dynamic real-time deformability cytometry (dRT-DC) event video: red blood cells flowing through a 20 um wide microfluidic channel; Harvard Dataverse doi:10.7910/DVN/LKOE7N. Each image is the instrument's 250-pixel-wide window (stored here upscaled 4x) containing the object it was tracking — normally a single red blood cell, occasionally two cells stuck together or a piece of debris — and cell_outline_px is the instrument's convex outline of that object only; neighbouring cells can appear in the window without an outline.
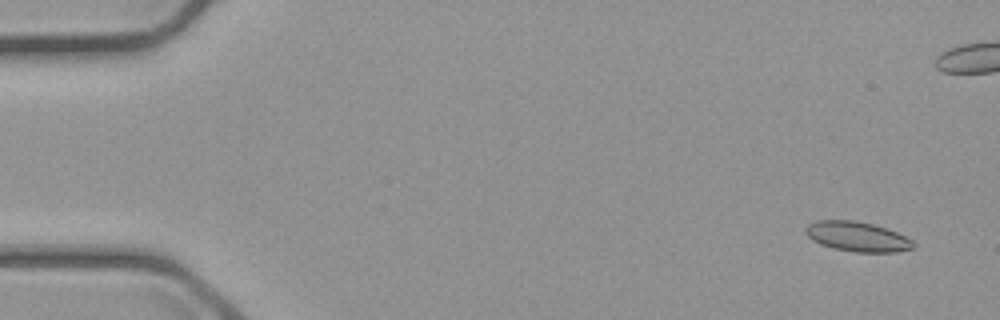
{"species": "common noctule bat (a hibernating species)", "species_latin": "Nyctalus noctula", "temperature_condition": "cold", "stored_images_in_passage": 6, "camera_frame_rate_fps": 3000, "um_per_image_px": 0.085, "animal": {"sex": "male", "body_mass_g": 23.1, "forearm_length_mm": 52.7}, "frame": {"image": 1, "passage_image": 1, "time_ms": 0.0, "image_size_px": [1000, 320], "cell_outline_px": [[916, 244], [912, 248], [896, 252], [856, 252], [832, 248], [820, 244], [812, 240], [804, 232], [804, 228], [808, 224], [816, 220], [852, 220], [872, 224], [896, 232], [912, 240]], "centroid_in_image_um": [72.82, 20.11], "position_along_channel_um": 12.2, "area_um2": 18.67}}
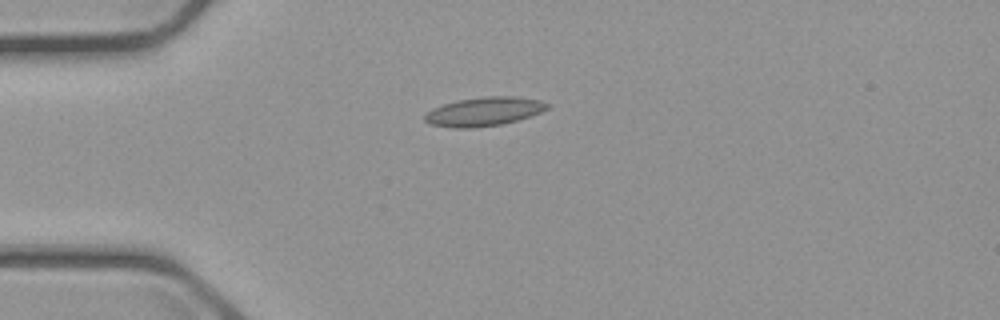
{"frame": {"image": 2, "passage_image": 6, "time_ms": 5.667, "image_size_px": [1000, 320], "cell_outline_px": [[548, 108], [540, 112], [504, 124], [472, 128], [452, 128], [428, 124], [424, 120], [424, 112], [432, 108], [444, 104], [460, 100], [484, 96], [512, 96], [540, 100], [548, 104]], "centroid_in_image_um": [41.07, 9.49], "position_along_channel_um": 43.9, "area_um2": 20.58}}